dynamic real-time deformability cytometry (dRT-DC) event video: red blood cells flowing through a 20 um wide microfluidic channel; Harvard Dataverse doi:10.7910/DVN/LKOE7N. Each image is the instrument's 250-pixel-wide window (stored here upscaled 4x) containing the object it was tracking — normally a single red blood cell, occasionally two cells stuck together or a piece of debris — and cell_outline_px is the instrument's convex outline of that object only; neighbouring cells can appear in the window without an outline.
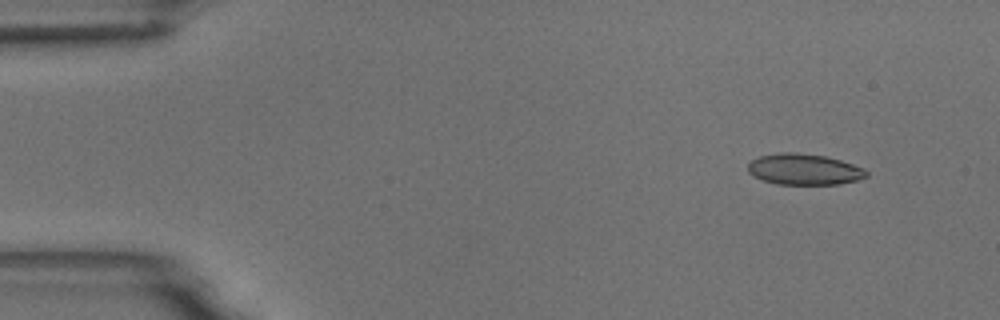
{"species": "common noctule bat (a hibernating species)", "species_latin": "Nyctalus noctula", "temperature_condition": "room temperature", "stored_images_in_passage": 4, "camera_frame_rate_fps": 3000, "um_per_image_px": 0.085, "animal": {"sex": "male", "body_mass_g": 18.8}, "frame": {"image": 1, "passage_image": 1, "time_ms": 0.0, "image_size_px": [1000, 320], "cell_outline_px": [[868, 176], [856, 180], [840, 184], [776, 184], [752, 176], [748, 172], [748, 164], [752, 160], [760, 156], [780, 152], [796, 152], [824, 156], [840, 160], [864, 168], [868, 172]], "centroid_in_image_um": [68.34, 14.39], "position_along_channel_um": 16.7, "area_um2": 21.39}}
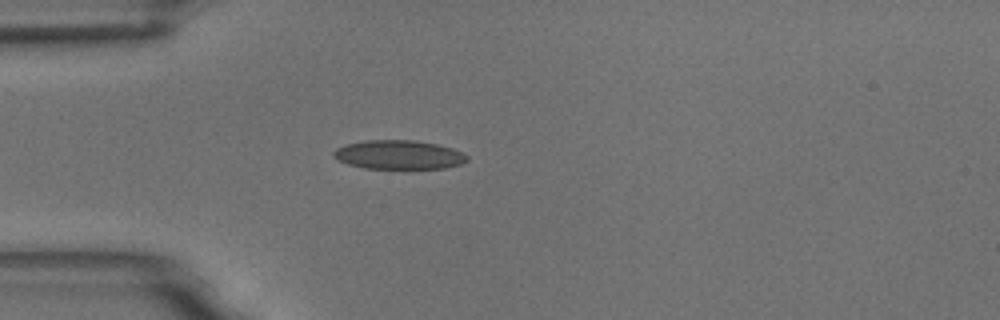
{"frame": {"image": 2, "passage_image": 4, "time_ms": 3.333, "image_size_px": [1000, 320], "cell_outline_px": [[468, 160], [460, 164], [444, 168], [364, 168], [348, 164], [332, 156], [332, 152], [336, 148], [344, 144], [364, 140], [416, 140], [436, 144], [452, 148], [468, 156]], "centroid_in_image_um": [33.86, 13.14], "position_along_channel_um": 51.1, "area_um2": 22.48}}